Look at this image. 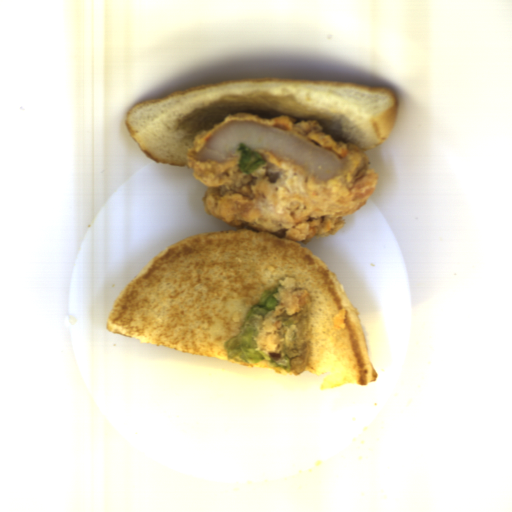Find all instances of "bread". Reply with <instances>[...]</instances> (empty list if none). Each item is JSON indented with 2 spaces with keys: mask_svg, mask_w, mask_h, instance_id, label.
Here are the masks:
<instances>
[{
  "mask_svg": "<svg viewBox=\"0 0 512 512\" xmlns=\"http://www.w3.org/2000/svg\"><path fill=\"white\" fill-rule=\"evenodd\" d=\"M285 278L310 296L305 370L329 374L320 389L376 381L363 328L339 278L297 240L247 227L192 235L159 252L117 296L105 328L141 343L293 374L267 360L229 358L225 347L265 292Z\"/></svg>",
  "mask_w": 512,
  "mask_h": 512,
  "instance_id": "obj_1",
  "label": "bread"
},
{
  "mask_svg": "<svg viewBox=\"0 0 512 512\" xmlns=\"http://www.w3.org/2000/svg\"><path fill=\"white\" fill-rule=\"evenodd\" d=\"M264 92L290 95L331 118L323 130L335 141L346 142L363 152L380 146L390 134L399 102L390 87L352 82L292 78L228 79L217 84L191 87L163 99L135 105L125 125L141 151L154 163L188 166V152L195 136L186 140L179 121L192 111L226 96H248Z\"/></svg>",
  "mask_w": 512,
  "mask_h": 512,
  "instance_id": "obj_2",
  "label": "bread"
}]
</instances>
